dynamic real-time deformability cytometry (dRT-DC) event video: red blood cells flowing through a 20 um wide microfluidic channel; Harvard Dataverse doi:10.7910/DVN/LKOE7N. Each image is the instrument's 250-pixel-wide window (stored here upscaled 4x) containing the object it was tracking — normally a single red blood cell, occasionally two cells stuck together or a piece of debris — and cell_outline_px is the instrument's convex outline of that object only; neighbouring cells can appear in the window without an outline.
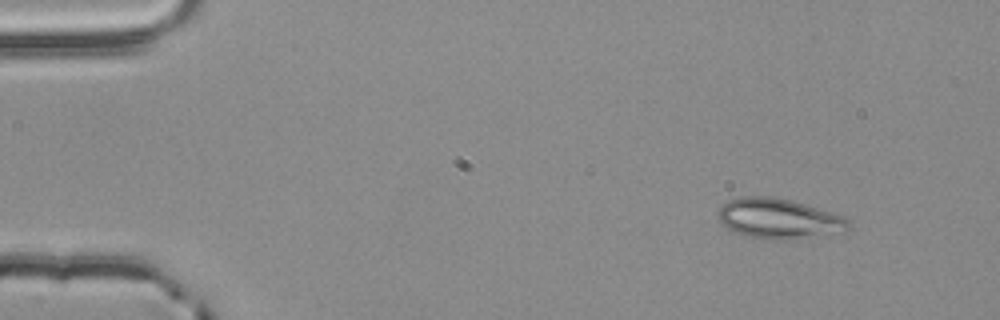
{"species": "common noctule bat (a hibernating species)", "species_latin": "Nyctalus noctula", "temperature_condition": "room temperature", "stored_images_in_passage": 51, "camera_frame_rate_fps": 3000, "um_per_image_px": 0.085, "animal": {"sex": "male", "body_mass_g": 20.4}, "frame": {"image": 1, "passage_image": 1, "time_ms": 0.0, "image_size_px": [1000, 320], "cell_outline_px": [[852, 228], [844, 232], [764, 240], [732, 232], [716, 216], [716, 212], [728, 200], [744, 196], [768, 196], [792, 200], [844, 216], [852, 224]], "centroid_in_image_um": [66.18, 18.56], "position_along_channel_um": 18.8, "area_um2": 30.23}}